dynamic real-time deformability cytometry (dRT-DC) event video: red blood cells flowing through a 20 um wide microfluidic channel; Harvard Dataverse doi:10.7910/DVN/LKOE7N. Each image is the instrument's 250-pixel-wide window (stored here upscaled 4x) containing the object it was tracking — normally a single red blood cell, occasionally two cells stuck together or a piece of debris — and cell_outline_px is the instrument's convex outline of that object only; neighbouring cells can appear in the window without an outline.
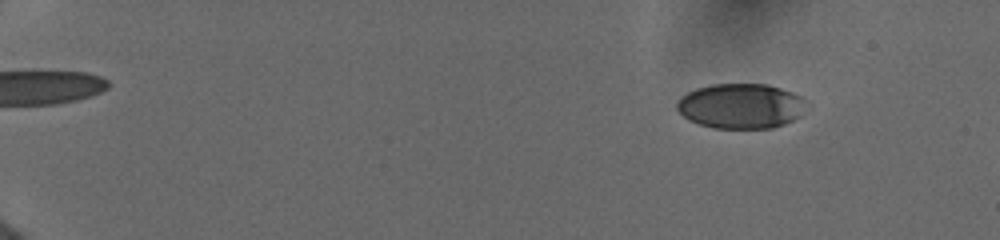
{"species": "human", "species_latin": "Homo sapiens", "temperature_condition": "cold", "stored_images_in_passage": 13, "camera_frame_rate_fps": 3000, "um_per_image_px": 0.085, "donor": {"sex": "female"}, "frame": {"image": 1, "passage_image": 8, "time_ms": 2.333, "image_size_px": [1000, 240], "cell_outline_px": [[812, 108], [808, 112], [784, 124], [772, 128], [712, 128], [688, 120], [676, 108], [676, 104], [680, 96], [696, 88], [712, 84], [768, 84], [792, 92], [808, 100]], "centroid_in_image_um": [63.05, 9.01], "position_along_channel_um": 21.9, "area_um2": 34.62}}